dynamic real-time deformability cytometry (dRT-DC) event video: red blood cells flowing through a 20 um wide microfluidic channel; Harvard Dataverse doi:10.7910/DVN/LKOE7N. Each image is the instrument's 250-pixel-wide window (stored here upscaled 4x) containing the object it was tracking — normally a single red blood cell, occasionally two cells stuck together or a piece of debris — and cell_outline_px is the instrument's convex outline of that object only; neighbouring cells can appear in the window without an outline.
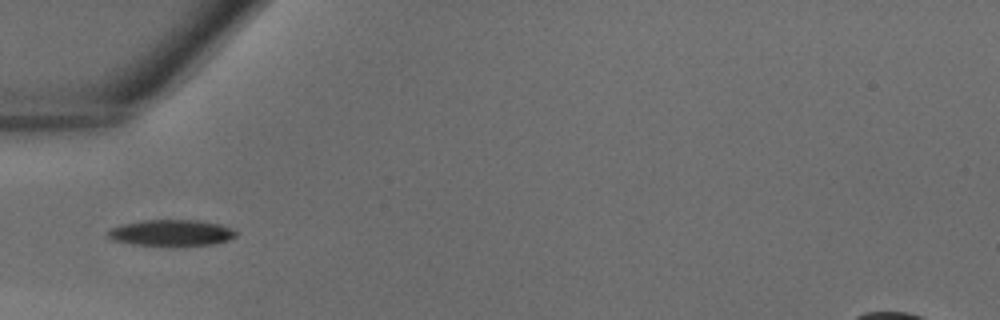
{"species": "common noctule bat (a hibernating species)", "species_latin": "Nyctalus noctula", "temperature_condition": "warm", "stored_images_in_passage": 3, "camera_frame_rate_fps": 3000, "um_per_image_px": 0.085, "animal": {"sex": "male", "body_mass_g": 18.8}, "frame": {"image": 1, "passage_image": 1, "time_ms": 0.0, "image_size_px": [1000, 320], "cell_outline_px": [[236, 236], [228, 240], [212, 244], [172, 248], [136, 244], [112, 240], [108, 236], [108, 232], [112, 228], [124, 224], [144, 220], [200, 220], [220, 224], [236, 232]], "centroid_in_image_um": [14.58, 19.82], "position_along_channel_um": 70.4, "area_um2": 19.88}}
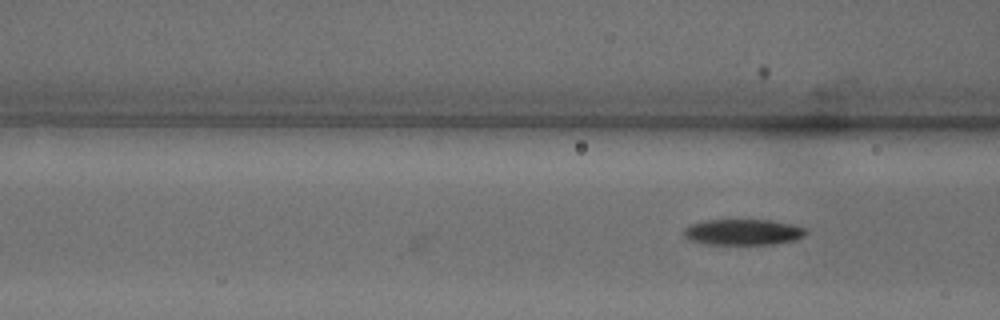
{"frame": {"image": 2, "passage_image": 3, "time_ms": 0.667, "image_size_px": [1000, 320], "cell_outline_px": [[808, 232], [804, 236], [792, 240], [776, 244], [704, 244], [688, 240], [684, 236], [684, 228], [692, 224], [708, 220], [768, 220], [792, 224], [804, 228]], "centroid_in_image_um": [63.14, 19.73], "position_along_channel_um": 103.5, "area_um2": 18.32}}